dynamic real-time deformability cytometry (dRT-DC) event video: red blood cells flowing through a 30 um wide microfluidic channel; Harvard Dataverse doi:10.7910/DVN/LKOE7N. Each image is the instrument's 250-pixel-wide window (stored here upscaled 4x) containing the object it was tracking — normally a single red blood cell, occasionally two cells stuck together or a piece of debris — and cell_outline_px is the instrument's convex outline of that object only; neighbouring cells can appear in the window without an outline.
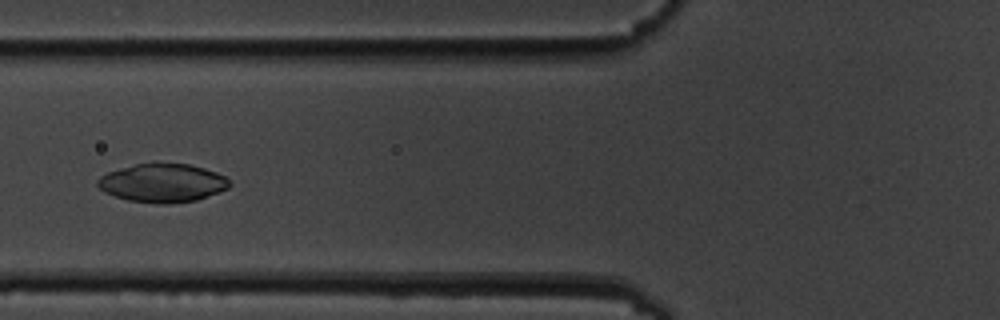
{"species": "common noctule bat (a hibernating species)", "species_latin": "Nyctalus noctula", "temperature_condition": "cold", "stored_images_in_passage": 10, "camera_frame_rate_fps": 3000, "um_per_image_px": 0.085, "animal": {"sex": "male", "body_mass_g": 19.5, "forearm_length_mm": 54.6}, "frame": {"image": 1, "passage_image": 7, "time_ms": 6.667, "image_size_px": [1000, 320], "cell_outline_px": [[232, 184], [228, 188], [220, 192], [196, 200], [168, 204], [160, 204], [128, 200], [104, 192], [96, 184], [96, 180], [100, 176], [108, 172], [120, 168], [152, 160], [156, 160], [188, 164], [204, 168], [216, 172], [224, 176]], "centroid_in_image_um": [13.81, 15.51], "position_along_channel_um": 112.0, "area_um2": 30.23}}
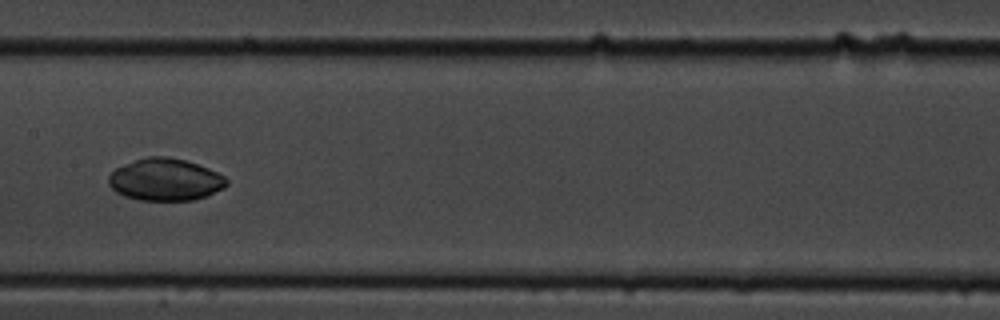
{"frame": {"image": 2, "passage_image": 9, "time_ms": 9.0, "image_size_px": [1000, 320], "cell_outline_px": [[228, 184], [224, 188], [204, 196], [192, 200], [140, 200], [124, 196], [116, 192], [108, 184], [108, 176], [116, 168], [136, 160], [148, 156], [168, 156], [184, 160], [208, 168], [224, 176], [228, 180]], "centroid_in_image_um": [14.04, 15.27], "position_along_channel_um": 193.4, "area_um2": 28.78}}
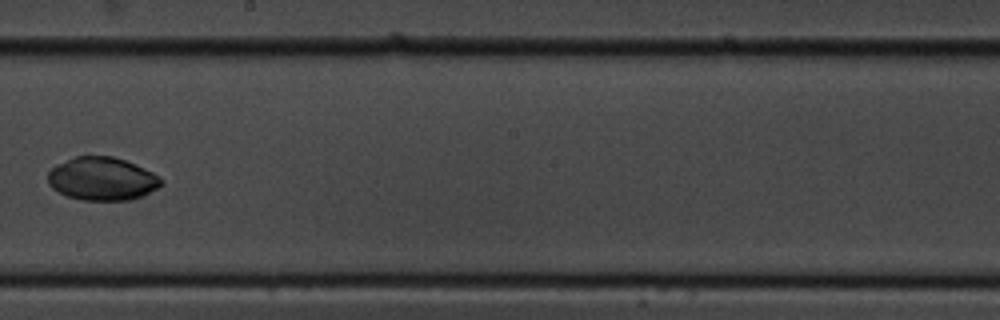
{"frame": {"image": 3, "passage_image": 10, "time_ms": 10.333, "image_size_px": [1000, 320], "cell_outline_px": [[164, 184], [144, 196], [128, 200], [84, 200], [68, 196], [52, 188], [48, 184], [48, 172], [56, 164], [76, 156], [112, 156], [124, 160], [144, 168], [152, 172], [164, 180]], "centroid_in_image_um": [8.7, 15.2], "position_along_channel_um": 239.5, "area_um2": 28.5}}